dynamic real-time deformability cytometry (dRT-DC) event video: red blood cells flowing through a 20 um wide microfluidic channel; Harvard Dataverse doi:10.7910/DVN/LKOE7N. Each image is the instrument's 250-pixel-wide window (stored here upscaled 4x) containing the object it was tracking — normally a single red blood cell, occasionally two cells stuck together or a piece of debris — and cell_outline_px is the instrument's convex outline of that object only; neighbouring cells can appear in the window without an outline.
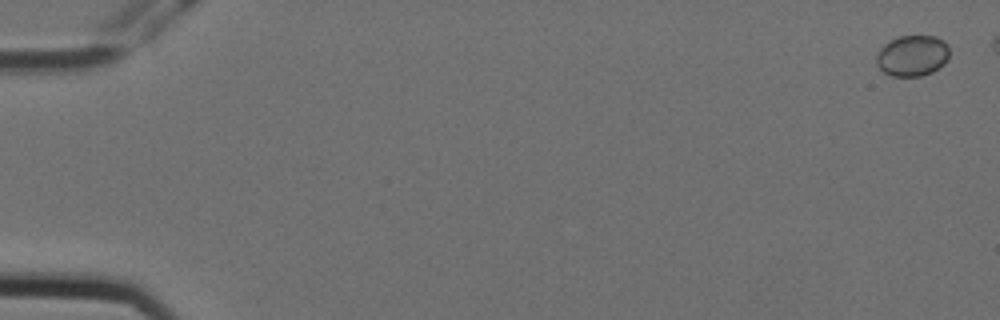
{"species": "Egyptian fruit bat (a non-hibernating species)", "species_latin": "Rousettus aegyptiacus", "temperature_condition": "cold", "stored_images_in_passage": 6, "segment_of_instrument_passage": [2, 2], "camera_frame_rate_fps": 3000, "um_per_image_px": 0.085, "animal": {"sex": "female"}, "frame": {"image": 1, "passage_image": 6, "time_ms": 1.667, "image_size_px": [1000, 320], "cell_outline_px": [[948, 56], [944, 64], [932, 72], [920, 76], [892, 76], [884, 72], [876, 64], [876, 56], [880, 48], [884, 44], [900, 36], [936, 36], [944, 40], [948, 44]], "centroid_in_image_um": [77.55, 4.73], "position_along_channel_um": 7.4, "area_um2": 17.4}}